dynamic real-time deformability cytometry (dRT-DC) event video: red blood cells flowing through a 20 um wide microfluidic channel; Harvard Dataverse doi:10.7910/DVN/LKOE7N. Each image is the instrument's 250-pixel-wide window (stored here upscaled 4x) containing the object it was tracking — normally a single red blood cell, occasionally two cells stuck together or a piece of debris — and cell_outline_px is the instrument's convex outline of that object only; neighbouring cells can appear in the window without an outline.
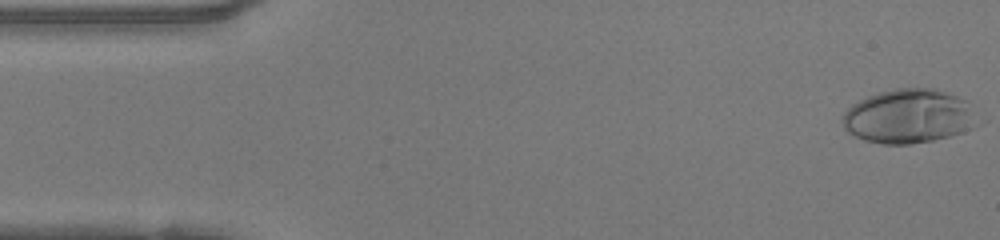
{"species": "human", "species_latin": "Homo sapiens", "temperature_condition": "warm", "stored_images_in_passage": 48, "camera_frame_rate_fps": 3000, "um_per_image_px": 0.085, "donor": {"sex": "female"}, "frame": {"image": 1, "passage_image": 1, "time_ms": 0.0, "image_size_px": [1000, 240], "cell_outline_px": [[972, 128], [948, 136], [932, 140], [908, 144], [884, 144], [864, 140], [848, 132], [844, 128], [844, 112], [852, 104], [868, 96], [880, 92], [896, 88], [932, 88], [968, 100]], "centroid_in_image_um": [77.15, 9.88], "position_along_channel_um": 7.9, "area_um2": 41.44}}
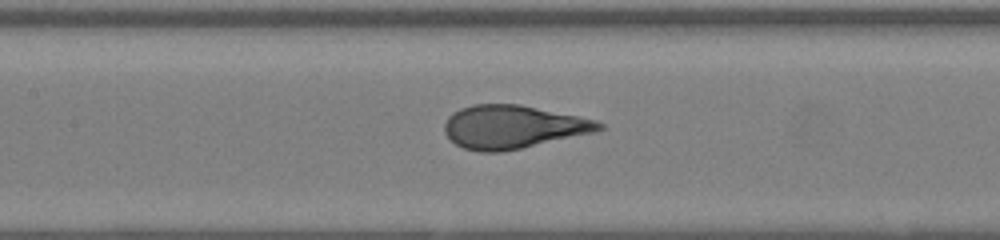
{"frame": {"image": 2, "passage_image": 21, "time_ms": 6.667, "image_size_px": [1000, 240], "cell_outline_px": [[604, 128], [596, 132], [520, 148], [500, 152], [480, 152], [464, 148], [456, 144], [444, 132], [444, 124], [448, 116], [452, 112], [460, 108], [472, 104], [520, 104], [596, 120], [604, 124]], "centroid_in_image_um": [43.58, 10.78], "position_along_channel_um": 163.8, "area_um2": 38.84}}
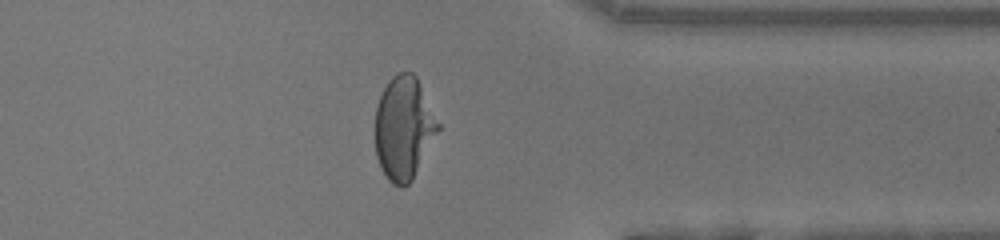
{"frame": {"image": 3, "passage_image": 37, "time_ms": 12.0, "image_size_px": [1000, 240], "cell_outline_px": [[440, 128], [412, 180], [404, 188], [400, 188], [392, 184], [388, 180], [380, 168], [376, 156], [376, 108], [380, 96], [388, 80], [392, 76], [400, 72], [412, 72], [416, 76], [440, 124]], "centroid_in_image_um": [34.31, 10.91], "position_along_channel_um": 377.1, "area_um2": 37.69}, "authors_computed_cell_mechanics": {"area_um2": 39.2462, "velocity_mm_per_s": 4.1995, "shape_relaxation_time_tau1_ms": 6.0514, "shape_relaxation_time_tau2_ms": null, "deformation_change_tau1": 0.3093, "deformation_change_tau2": null}}